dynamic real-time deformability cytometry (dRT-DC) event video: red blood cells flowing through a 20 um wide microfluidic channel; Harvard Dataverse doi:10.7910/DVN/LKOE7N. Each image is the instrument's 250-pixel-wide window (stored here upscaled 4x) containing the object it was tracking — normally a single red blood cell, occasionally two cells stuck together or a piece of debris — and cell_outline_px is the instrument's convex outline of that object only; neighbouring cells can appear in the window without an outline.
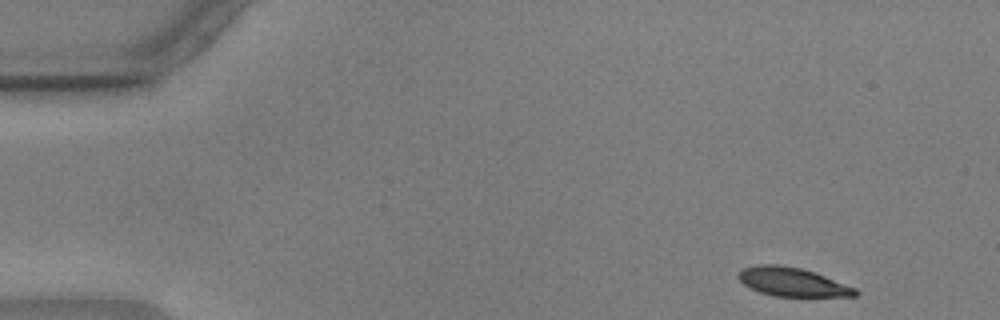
{"species": "common noctule bat (a hibernating species)", "species_latin": "Nyctalus noctula", "temperature_condition": "warm", "stored_images_in_passage": 35, "camera_frame_rate_fps": 3000, "um_per_image_px": 0.085, "animal": {"sex": "male", "body_mass_g": 17.9, "forearm_length_mm": 54.2}, "frame": {"image": 1, "passage_image": 1, "time_ms": 0.0, "image_size_px": [1000, 320], "cell_outline_px": [[860, 292], [856, 296], [772, 296], [760, 292], [744, 284], [736, 276], [744, 268], [760, 264], [776, 264], [800, 268], [816, 272], [856, 288]], "centroid_in_image_um": [67.38, 23.96], "position_along_channel_um": 17.6, "area_um2": 19.48}}
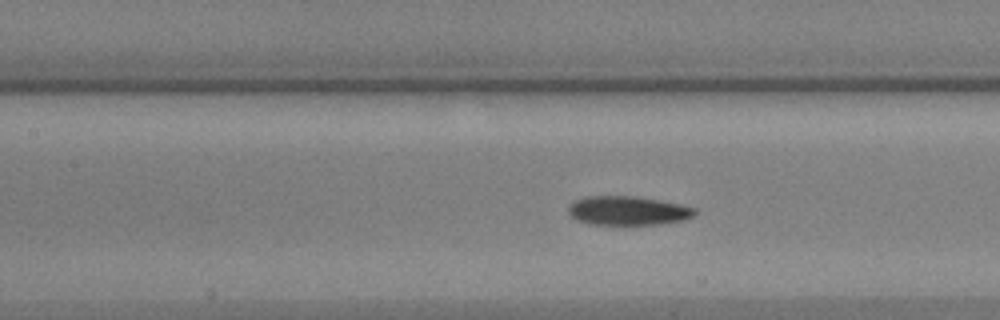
{"frame": {"image": 2, "passage_image": 21, "time_ms": 6.667, "image_size_px": [1000, 320], "cell_outline_px": [[696, 216], [680, 220], [660, 224], [588, 224], [576, 220], [568, 212], [568, 208], [576, 200], [584, 196], [632, 196], [680, 204], [696, 208]], "centroid_in_image_um": [53.36, 17.91], "position_along_channel_um": 154.0, "area_um2": 21.15}}
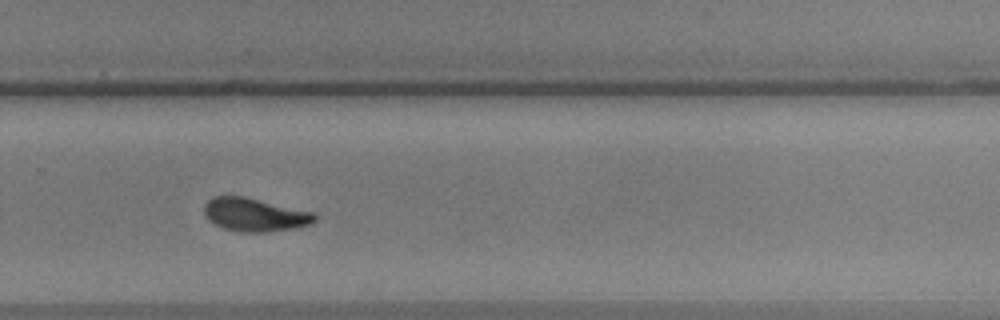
{"frame": {"image": 3, "passage_image": 34, "time_ms": 11.0, "image_size_px": [1000, 320], "cell_outline_px": [[316, 220], [308, 224], [296, 228], [268, 232], [240, 232], [224, 228], [212, 224], [204, 216], [204, 204], [212, 196], [244, 196], [316, 212]], "centroid_in_image_um": [21.64, 18.25], "position_along_channel_um": 308.2, "area_um2": 21.79}}